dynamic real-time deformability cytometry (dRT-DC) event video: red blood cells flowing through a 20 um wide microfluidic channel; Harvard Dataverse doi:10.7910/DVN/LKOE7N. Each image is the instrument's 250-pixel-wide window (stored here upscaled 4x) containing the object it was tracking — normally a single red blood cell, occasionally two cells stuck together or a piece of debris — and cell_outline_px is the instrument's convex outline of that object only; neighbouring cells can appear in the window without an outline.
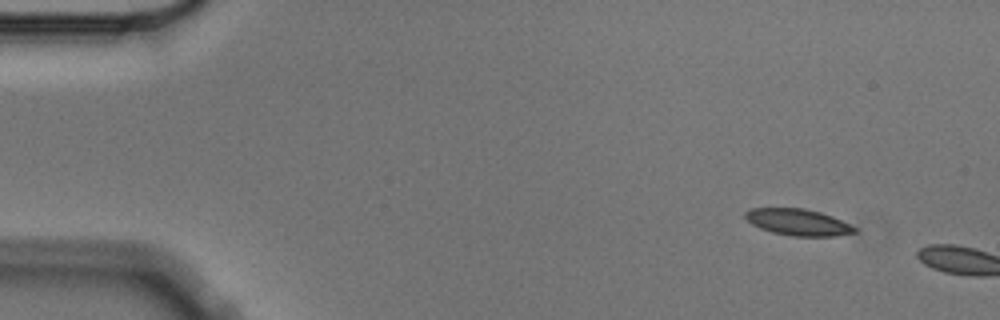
{"species": "Egyptian fruit bat (a non-hibernating species)", "species_latin": "Rousettus aegyptiacus", "temperature_condition": "cold", "stored_images_in_passage": 2, "camera_frame_rate_fps": 3000, "um_per_image_px": 0.085, "animal": {"sex": "male"}, "frame": {"image": 1, "passage_image": 1, "time_ms": 0.0, "image_size_px": [1000, 320], "cell_outline_px": [[860, 232], [836, 236], [792, 236], [772, 232], [760, 228], [752, 224], [744, 216], [744, 212], [752, 208], [804, 208], [820, 212], [832, 216], [860, 228]], "centroid_in_image_um": [67.9, 18.89], "position_along_channel_um": 17.1, "area_um2": 17.11}}